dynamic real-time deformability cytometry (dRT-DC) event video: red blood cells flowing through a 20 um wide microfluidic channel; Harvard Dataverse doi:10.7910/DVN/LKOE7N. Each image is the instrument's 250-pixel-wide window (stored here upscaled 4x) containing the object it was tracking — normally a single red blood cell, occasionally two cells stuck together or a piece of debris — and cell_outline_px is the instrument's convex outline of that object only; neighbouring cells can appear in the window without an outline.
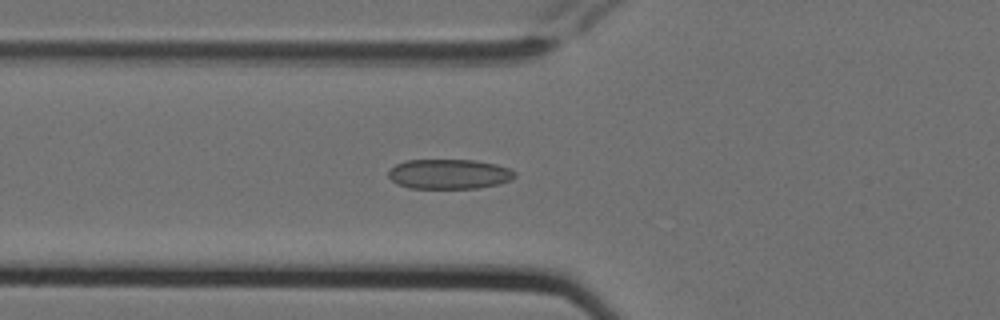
{"species": "Egyptian fruit bat (a non-hibernating species)", "species_latin": "Rousettus aegyptiacus", "temperature_condition": "cold", "stored_images_in_passage": 4, "camera_frame_rate_fps": 3000, "um_per_image_px": 0.085, "animal": {"sex": "female"}, "frame": {"image": 1, "passage_image": 4, "time_ms": 1.0, "image_size_px": [1000, 320], "cell_outline_px": [[516, 176], [512, 180], [500, 184], [476, 188], [408, 188], [396, 184], [388, 176], [388, 172], [396, 164], [408, 160], [476, 160], [496, 164], [508, 168], [516, 172]], "centroid_in_image_um": [38.2, 14.8], "position_along_channel_um": 87.6, "area_um2": 22.08}}